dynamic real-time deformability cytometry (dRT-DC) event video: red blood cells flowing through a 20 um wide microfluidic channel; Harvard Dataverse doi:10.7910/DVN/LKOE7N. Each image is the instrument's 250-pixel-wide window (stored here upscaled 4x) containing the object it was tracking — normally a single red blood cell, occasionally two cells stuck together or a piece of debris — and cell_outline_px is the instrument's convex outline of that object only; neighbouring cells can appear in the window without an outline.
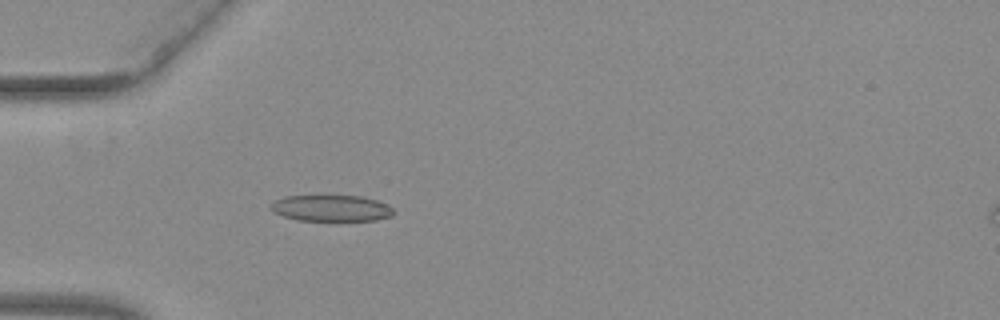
{"species": "common noctule bat (a hibernating species)", "species_latin": "Nyctalus noctula", "temperature_condition": "warm", "stored_images_in_passage": 34, "camera_frame_rate_fps": 3000, "um_per_image_px": 0.085, "animal": {"sex": "female", "body_mass_g": 29.2, "forearm_length_mm": 56.3}, "frame": {"image": 1, "passage_image": 6, "time_ms": 1.667, "image_size_px": [1000, 320], "cell_outline_px": [[396, 212], [392, 216], [376, 220], [296, 220], [272, 212], [268, 204], [284, 196], [364, 196], [388, 204]], "centroid_in_image_um": [28.16, 17.69], "position_along_channel_um": 56.8, "area_um2": 18.9}}
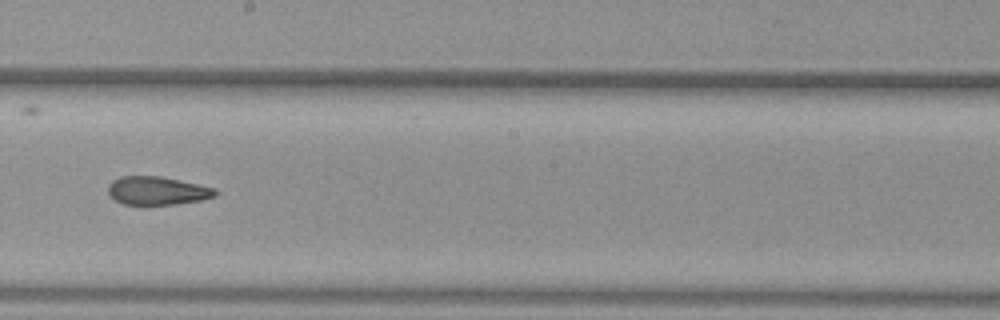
{"frame": {"image": 2, "passage_image": 20, "time_ms": 6.333, "image_size_px": [1000, 320], "cell_outline_px": [[220, 192], [216, 196], [200, 200], [176, 204], [124, 204], [108, 196], [108, 184], [112, 180], [120, 176], [160, 176], [216, 188]], "centroid_in_image_um": [13.36, 16.2], "position_along_channel_um": 234.8, "area_um2": 17.74}}
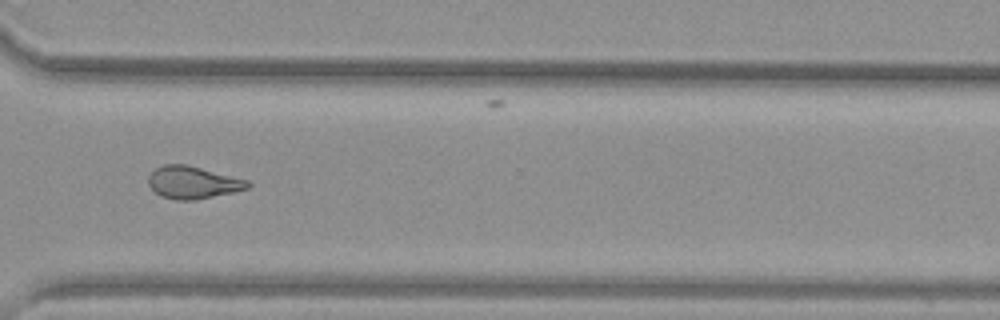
{"frame": {"image": 3, "passage_image": 29, "time_ms": 9.333, "image_size_px": [1000, 320], "cell_outline_px": [[252, 184], [248, 188], [232, 192], [196, 200], [176, 200], [164, 196], [156, 192], [148, 184], [148, 176], [156, 168], [164, 164], [184, 164], [248, 180]], "centroid_in_image_um": [16.39, 15.51], "position_along_channel_um": 354.2, "area_um2": 18.44}, "authors_computed_cell_mechanics": {"area_um2": 18.6116, "velocity_mm_per_s": 3.9699, "shape_relaxation_time_tau1_ms": null, "shape_relaxation_time_tau2_ms": 2.6163, "deformation_change_tau1": null, "deformation_change_tau2": 0.1098}}